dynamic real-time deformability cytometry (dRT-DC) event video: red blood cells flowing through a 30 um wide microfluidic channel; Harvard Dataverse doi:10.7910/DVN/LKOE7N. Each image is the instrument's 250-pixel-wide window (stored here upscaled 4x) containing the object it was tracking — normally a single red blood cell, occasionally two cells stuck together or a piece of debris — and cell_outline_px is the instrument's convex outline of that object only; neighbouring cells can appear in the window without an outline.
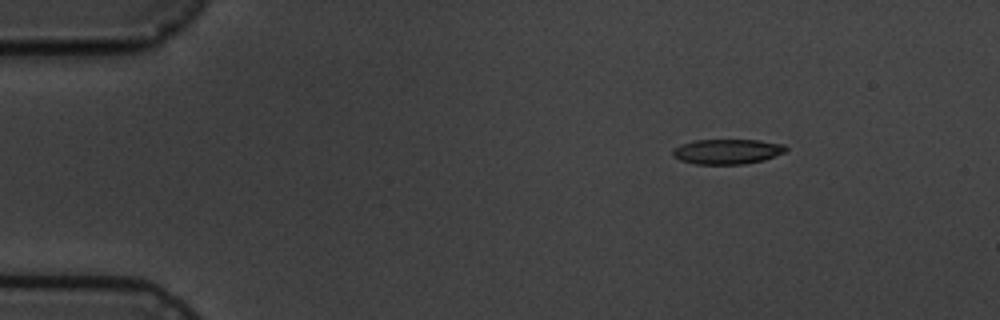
{"species": "common noctule bat (a hibernating species)", "species_latin": "Nyctalus noctula", "temperature_condition": "cold", "stored_images_in_passage": 6, "camera_frame_rate_fps": 3000, "um_per_image_px": 0.085, "animal": {"sex": "male", "body_mass_g": 19.5, "forearm_length_mm": 54.6}, "frame": {"image": 1, "passage_image": 1, "time_ms": 0.0, "image_size_px": [1000, 320], "cell_outline_px": [[788, 148], [784, 152], [764, 160], [744, 164], [696, 164], [680, 160], [672, 156], [672, 152], [676, 148], [684, 144], [696, 140], [760, 140], [784, 144]], "centroid_in_image_um": [61.85, 12.88], "position_along_channel_um": 23.2, "area_um2": 16.36}}
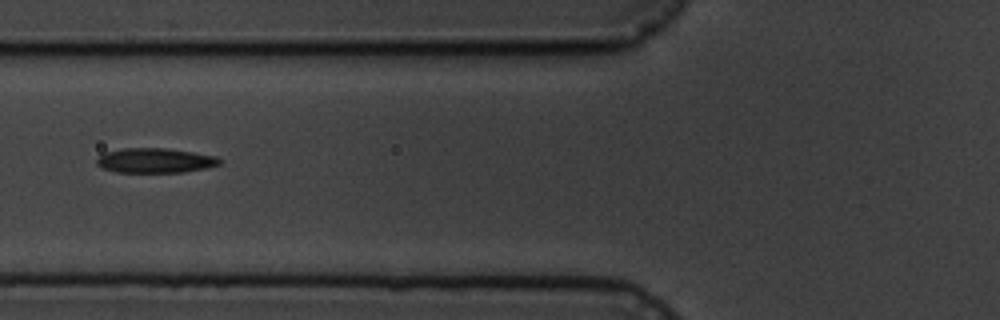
{"frame": {"image": 2, "passage_image": 5, "time_ms": 4.667, "image_size_px": [1000, 320], "cell_outline_px": [[220, 164], [204, 168], [184, 172], [116, 172], [104, 168], [96, 164], [96, 160], [104, 152], [124, 148], [164, 148], [192, 152], [216, 156], [220, 160]], "centroid_in_image_um": [13.16, 13.64], "position_along_channel_um": 112.6, "area_um2": 17.51}}
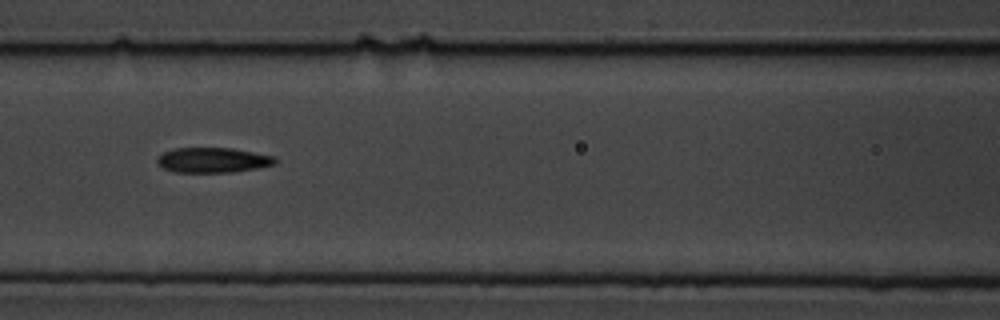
{"frame": {"image": 3, "passage_image": 6, "time_ms": 5.667, "image_size_px": [1000, 320], "cell_outline_px": [[276, 164], [256, 168], [232, 172], [176, 172], [164, 168], [156, 164], [156, 156], [164, 152], [176, 148], [232, 148], [272, 156], [276, 160]], "centroid_in_image_um": [18.03, 13.61], "position_along_channel_um": 148.6, "area_um2": 17.11}}